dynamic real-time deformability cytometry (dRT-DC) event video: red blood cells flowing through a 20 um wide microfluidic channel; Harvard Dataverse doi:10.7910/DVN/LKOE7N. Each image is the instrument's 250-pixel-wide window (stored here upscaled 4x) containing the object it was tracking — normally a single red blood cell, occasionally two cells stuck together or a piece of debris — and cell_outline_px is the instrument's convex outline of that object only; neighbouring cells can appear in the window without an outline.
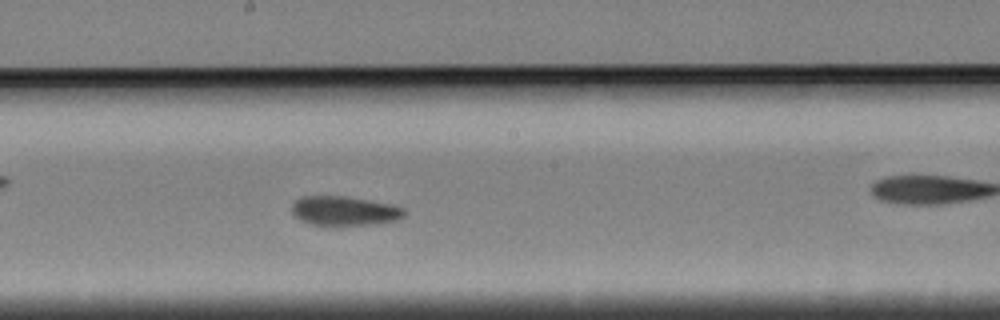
{"species": "Egyptian fruit bat (a non-hibernating species)", "species_latin": "Rousettus aegyptiacus", "temperature_condition": "cold", "stored_images_in_passage": 50, "camera_frame_rate_fps": 3000, "um_per_image_px": 0.085, "animal": {"sex": "female"}, "frame": {"image": 1, "passage_image": 22, "time_ms": 7.0, "image_size_px": [1000, 320], "cell_outline_px": [[408, 212], [404, 216], [396, 220], [376, 224], [308, 224], [300, 220], [292, 212], [292, 204], [296, 200], [304, 196], [344, 196], [392, 204], [404, 208]], "centroid_in_image_um": [29.31, 17.91], "position_along_channel_um": 218.9, "area_um2": 19.02}}
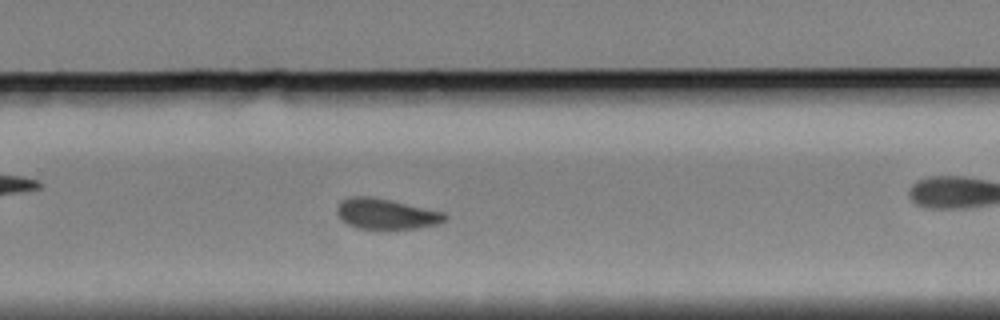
{"frame": {"image": 2, "passage_image": 29, "time_ms": 9.333, "image_size_px": [1000, 320], "cell_outline_px": [[448, 220], [436, 224], [420, 228], [388, 232], [356, 228], [340, 220], [336, 212], [336, 208], [344, 200], [352, 196], [368, 196], [388, 200], [444, 212], [448, 216]], "centroid_in_image_um": [32.83, 18.25], "position_along_channel_um": 297.0, "area_um2": 19.83}, "authors_computed_cell_mechanics": {"area_um2": 19.5653, "velocity_mm_per_s": 3.3563, "shape_relaxation_time_tau1_ms": null, "shape_relaxation_time_tau2_ms": 4.7945, "deformation_change_tau1": null, "deformation_change_tau2": 0.1}}